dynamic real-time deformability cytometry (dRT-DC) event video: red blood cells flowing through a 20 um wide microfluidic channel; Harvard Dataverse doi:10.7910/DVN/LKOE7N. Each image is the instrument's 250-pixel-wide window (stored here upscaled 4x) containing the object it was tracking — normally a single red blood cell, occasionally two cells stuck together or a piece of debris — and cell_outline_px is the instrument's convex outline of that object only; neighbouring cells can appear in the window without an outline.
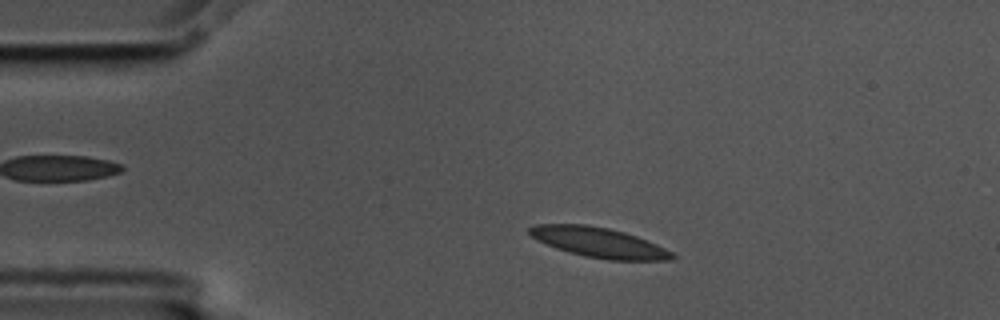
{"species": "common noctule bat (a hibernating species)", "species_latin": "Nyctalus noctula", "temperature_condition": "cold", "stored_images_in_passage": 51, "camera_frame_rate_fps": 3000, "um_per_image_px": 0.085, "animal": {"sex": "male", "body_mass_g": 17.5, "forearm_length_mm": 52.3}, "frame": {"image": 1, "passage_image": 6, "time_ms": 1.667, "image_size_px": [1000, 320], "cell_outline_px": [[676, 256], [668, 260], [608, 260], [584, 256], [568, 252], [556, 248], [532, 236], [528, 232], [528, 228], [536, 224], [588, 224], [608, 228], [624, 232], [636, 236], [656, 244], [672, 252]], "centroid_in_image_um": [50.9, 20.6], "position_along_channel_um": 34.1, "area_um2": 24.68}}
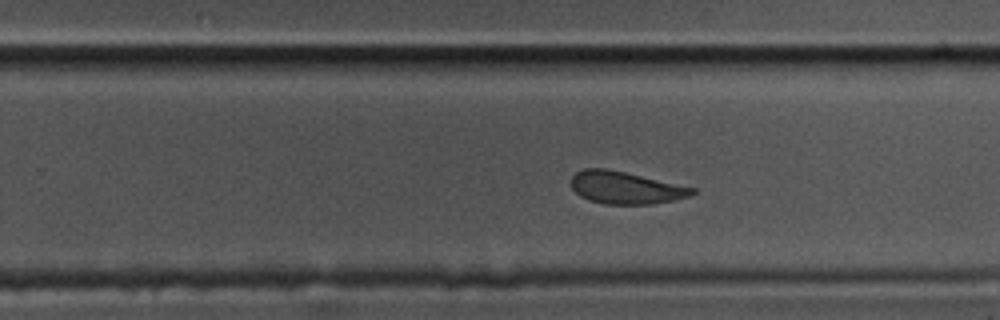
{"frame": {"image": 2, "passage_image": 30, "time_ms": 9.667, "image_size_px": [1000, 320], "cell_outline_px": [[696, 192], [688, 196], [672, 200], [652, 204], [604, 204], [588, 200], [580, 196], [572, 188], [568, 180], [576, 172], [584, 168], [608, 168], [696, 188]], "centroid_in_image_um": [53.11, 15.94], "position_along_channel_um": 276.7, "area_um2": 22.95}}
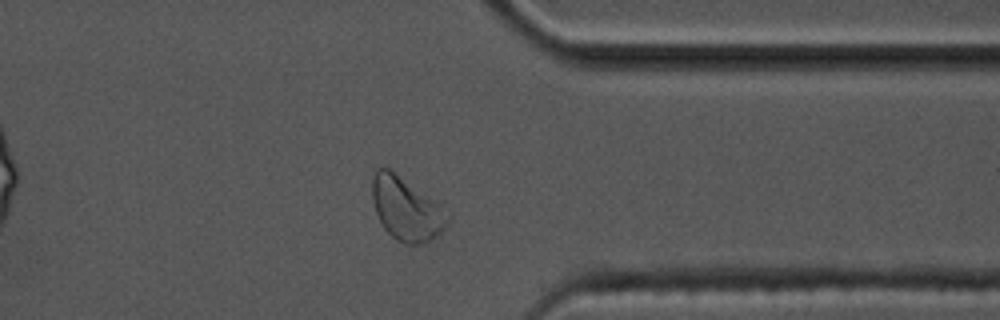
{"frame": {"image": 3, "passage_image": 39, "time_ms": 12.667, "image_size_px": [1000, 320], "cell_outline_px": [[448, 224], [432, 240], [420, 244], [404, 244], [396, 240], [384, 228], [376, 212], [372, 200], [372, 168], [388, 168], [444, 204], [448, 216]], "centroid_in_image_um": [34.55, 17.73], "position_along_channel_um": 376.9, "area_um2": 28.21}, "authors_computed_cell_mechanics": {"area_um2": 24.4494, "velocity_mm_per_s": 3.536, "shape_relaxation_time_tau1_ms": 7.9604, "shape_relaxation_time_tau2_ms": 1.6104, "deformation_change_tau1": 0.1599, "deformation_change_tau2": 0.0692}}